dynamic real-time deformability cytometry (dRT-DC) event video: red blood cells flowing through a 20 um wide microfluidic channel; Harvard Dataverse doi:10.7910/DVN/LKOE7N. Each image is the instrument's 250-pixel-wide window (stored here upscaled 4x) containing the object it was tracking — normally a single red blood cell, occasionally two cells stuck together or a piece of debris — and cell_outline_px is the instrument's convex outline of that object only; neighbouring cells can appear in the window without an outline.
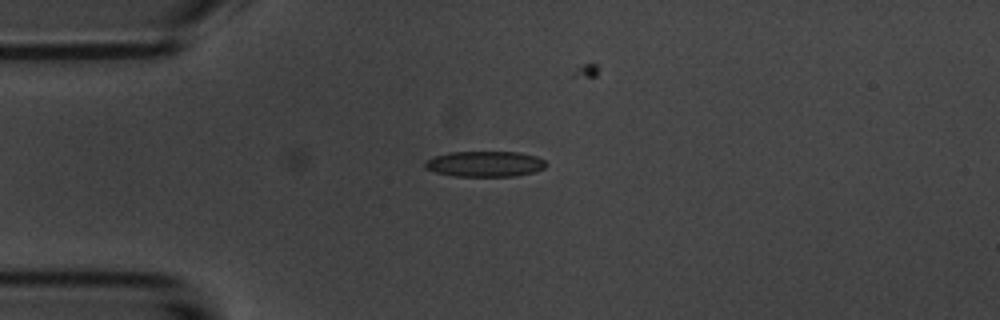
{"species": "common noctule bat (a hibernating species)", "species_latin": "Nyctalus noctula", "temperature_condition": "room temperature", "stored_images_in_passage": 5, "camera_frame_rate_fps": 3000, "um_per_image_px": 0.085, "animal": {"sex": "male", "body_mass_g": 20.1, "forearm_length_mm": 53.5}, "frame": {"image": 1, "passage_image": 1, "time_ms": 0.0, "image_size_px": [1000, 320], "cell_outline_px": [[548, 164], [544, 168], [536, 172], [512, 176], [456, 176], [436, 172], [424, 168], [424, 160], [448, 152], [520, 152], [536, 156], [544, 160]], "centroid_in_image_um": [41.23, 13.93], "position_along_channel_um": 43.8, "area_um2": 18.15}}
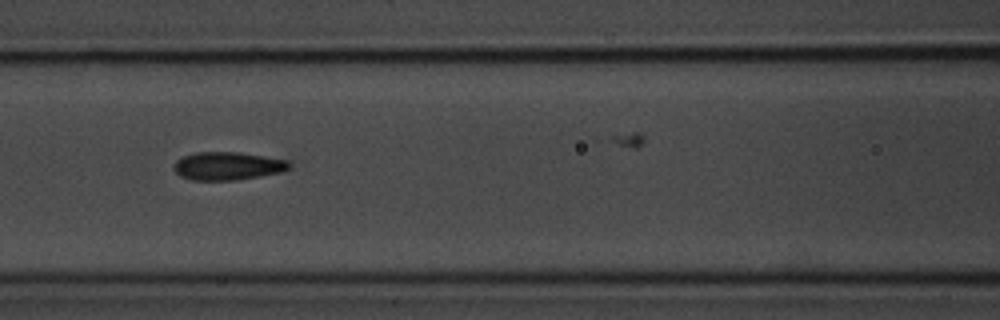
{"frame": {"image": 2, "passage_image": 4, "time_ms": 3.333, "image_size_px": [1000, 320], "cell_outline_px": [[292, 164], [284, 172], [236, 180], [192, 180], [180, 176], [172, 168], [176, 160], [184, 156], [196, 152], [240, 152], [288, 160]], "centroid_in_image_um": [19.36, 14.11], "position_along_channel_um": 147.2, "area_um2": 19.02}}